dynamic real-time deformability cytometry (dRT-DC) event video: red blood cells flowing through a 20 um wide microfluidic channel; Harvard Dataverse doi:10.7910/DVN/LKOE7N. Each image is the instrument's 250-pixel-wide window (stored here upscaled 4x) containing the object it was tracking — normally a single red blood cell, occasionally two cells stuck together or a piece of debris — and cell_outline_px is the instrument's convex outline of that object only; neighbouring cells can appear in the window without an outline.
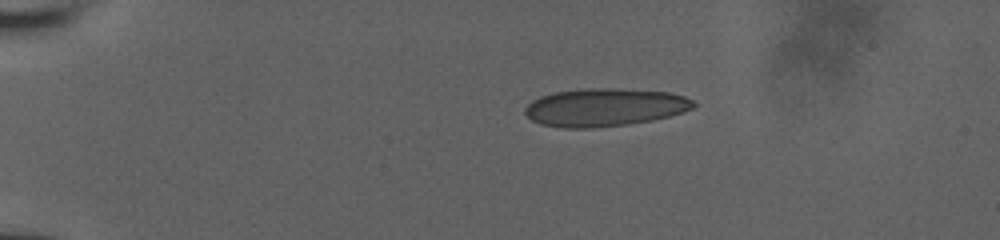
{"species": "human", "species_latin": "Homo sapiens", "temperature_condition": "room temperature", "stored_images_in_passage": 35, "camera_frame_rate_fps": 3000, "um_per_image_px": 0.085, "donor": {"sex": "male"}, "frame": {"image": 1, "passage_image": 1, "time_ms": 0.0, "image_size_px": [1000, 240], "cell_outline_px": [[696, 104], [692, 108], [684, 112], [652, 120], [628, 124], [592, 128], [564, 128], [540, 124], [532, 120], [524, 112], [524, 108], [532, 100], [540, 96], [552, 92], [588, 88], [616, 88], [668, 92], [684, 96], [692, 100]], "centroid_in_image_um": [51.37, 9.12], "position_along_channel_um": 33.6, "area_um2": 37.34}}
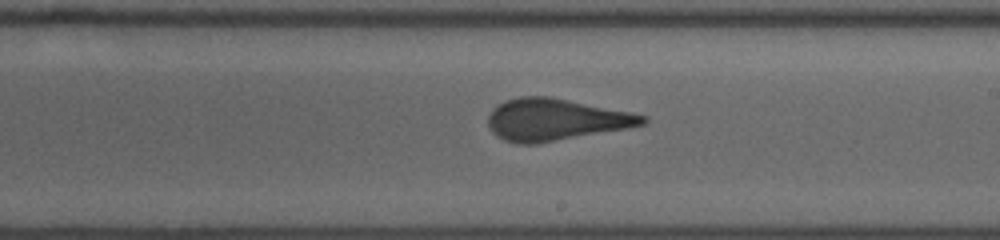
{"frame": {"image": 2, "passage_image": 21, "time_ms": 7.0, "image_size_px": [1000, 240], "cell_outline_px": [[648, 120], [644, 124], [628, 128], [536, 144], [520, 144], [504, 140], [496, 136], [492, 132], [488, 124], [488, 116], [492, 108], [496, 104], [504, 100], [520, 96], [548, 96], [632, 112], [648, 116]], "centroid_in_image_um": [47.2, 10.16], "position_along_channel_um": 241.8, "area_um2": 37.86}}
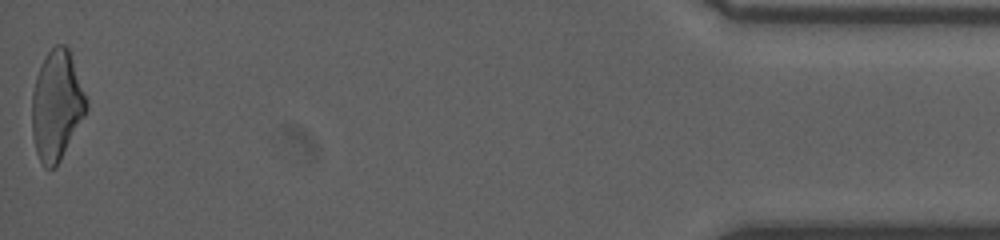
{"frame": {"image": 3, "passage_image": 35, "time_ms": 13.667, "image_size_px": [1000, 240], "cell_outline_px": [[88, 108], [84, 116], [56, 168], [44, 168], [36, 152], [32, 136], [32, 92], [36, 76], [44, 56], [56, 44], [64, 44], [68, 48], [88, 100]], "centroid_in_image_um": [4.81, 8.97], "position_along_channel_um": 430.4, "area_um2": 34.8}}